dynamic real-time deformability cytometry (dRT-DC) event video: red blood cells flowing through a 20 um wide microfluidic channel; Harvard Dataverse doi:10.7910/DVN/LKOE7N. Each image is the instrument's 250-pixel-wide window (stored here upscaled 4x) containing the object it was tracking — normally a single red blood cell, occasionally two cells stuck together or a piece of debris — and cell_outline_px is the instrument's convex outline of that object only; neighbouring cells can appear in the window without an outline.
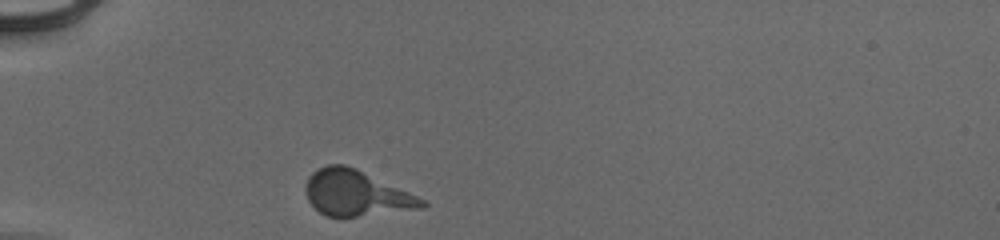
{"species": "human", "species_latin": "Homo sapiens", "temperature_condition": "cold", "stored_images_in_passage": 38, "camera_frame_rate_fps": 3000, "um_per_image_px": 0.085, "donor": {"sex": "male"}, "frame": {"image": 1, "passage_image": 1, "time_ms": 0.0, "image_size_px": [1000, 240], "cell_outline_px": [[428, 204], [424, 208], [340, 220], [324, 216], [308, 200], [304, 188], [308, 176], [312, 172], [328, 164], [344, 164], [356, 168], [408, 192], [424, 200]], "centroid_in_image_um": [30.24, 16.47], "position_along_channel_um": 54.8, "area_um2": 31.5}}
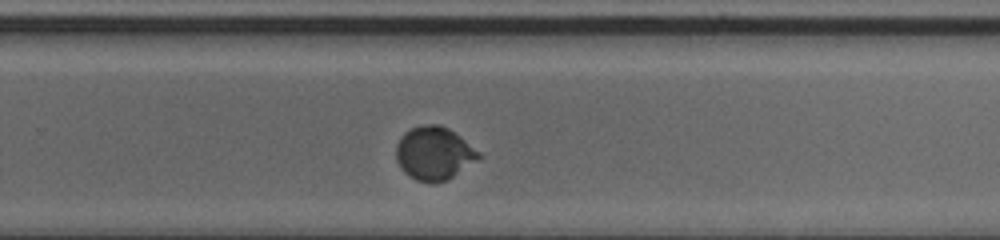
{"frame": {"image": 2, "passage_image": 21, "time_ms": 6.667, "image_size_px": [1000, 240], "cell_outline_px": [[484, 156], [448, 180], [436, 184], [428, 184], [416, 180], [408, 176], [400, 168], [396, 160], [396, 144], [404, 132], [408, 128], [420, 124], [440, 124], [448, 128], [460, 136], [480, 152]], "centroid_in_image_um": [36.89, 13.04], "position_along_channel_um": 292.9, "area_um2": 26.3}}
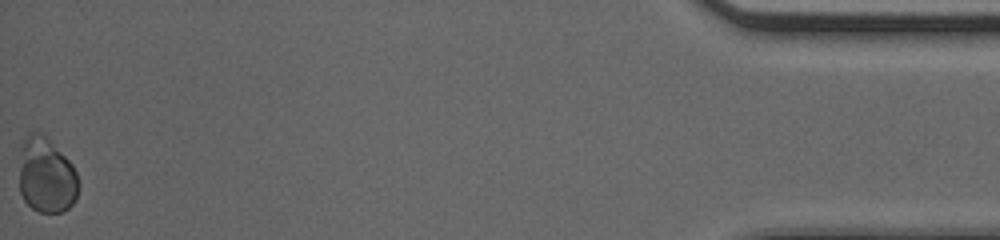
{"frame": {"image": 3, "passage_image": 38, "time_ms": 12.333, "image_size_px": [1000, 240], "cell_outline_px": [[80, 184], [76, 200], [64, 212], [40, 212], [32, 208], [24, 200], [20, 192], [20, 148], [28, 132], [40, 132], [72, 164], [76, 172]], "centroid_in_image_um": [3.94, 14.94], "position_along_channel_um": 431.3, "area_um2": 26.01}}